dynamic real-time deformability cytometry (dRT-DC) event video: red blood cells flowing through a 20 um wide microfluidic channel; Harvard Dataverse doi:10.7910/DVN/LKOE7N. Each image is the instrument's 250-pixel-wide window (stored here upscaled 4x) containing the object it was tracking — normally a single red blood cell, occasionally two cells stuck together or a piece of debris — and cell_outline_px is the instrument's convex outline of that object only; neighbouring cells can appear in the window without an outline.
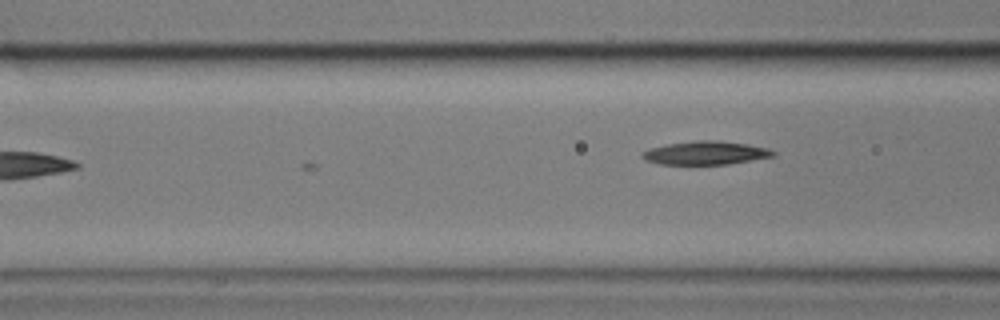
{"species": "common noctule bat (a hibernating species)", "species_latin": "Nyctalus noctula", "temperature_condition": "cold", "stored_images_in_passage": 7, "camera_frame_rate_fps": 3000, "um_per_image_px": 0.085, "animal": {"sex": "male", "body_mass_g": 17.9}, "frame": {"image": 1, "passage_image": 7, "time_ms": 2.0, "image_size_px": [1000, 320], "cell_outline_px": [[776, 156], [728, 164], [660, 164], [644, 160], [640, 156], [640, 152], [648, 148], [668, 144], [696, 140], [716, 140], [748, 144], [768, 148], [776, 152]], "centroid_in_image_um": [59.95, 12.99], "position_along_channel_um": 106.6, "area_um2": 18.03}}